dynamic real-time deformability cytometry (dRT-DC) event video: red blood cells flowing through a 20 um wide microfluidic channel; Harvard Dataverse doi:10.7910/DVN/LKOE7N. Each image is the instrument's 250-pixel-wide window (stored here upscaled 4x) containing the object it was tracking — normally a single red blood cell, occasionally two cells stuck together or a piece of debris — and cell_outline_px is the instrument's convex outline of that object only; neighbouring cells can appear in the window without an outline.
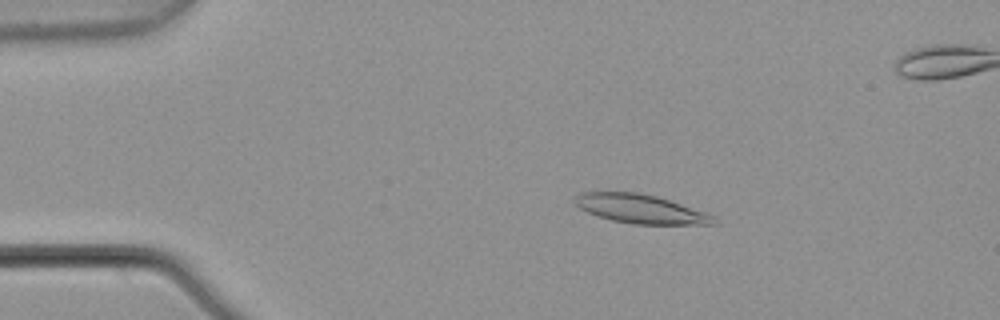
{"species": "common noctule bat (a hibernating species)", "species_latin": "Nyctalus noctula", "temperature_condition": "warm", "stored_images_in_passage": 4, "camera_frame_rate_fps": 3000, "um_per_image_px": 0.085, "animal": {"sex": "male", "body_mass_g": 21.5, "forearm_length_mm": 52.0}, "frame": {"image": 1, "passage_image": 2, "time_ms": 0.333, "image_size_px": [1000, 320], "cell_outline_px": [[720, 224], [632, 224], [612, 220], [596, 216], [580, 208], [572, 200], [580, 192], [636, 192], [656, 196], [716, 216]], "centroid_in_image_um": [54.44, 17.76], "position_along_channel_um": 30.6, "area_um2": 23.29}}